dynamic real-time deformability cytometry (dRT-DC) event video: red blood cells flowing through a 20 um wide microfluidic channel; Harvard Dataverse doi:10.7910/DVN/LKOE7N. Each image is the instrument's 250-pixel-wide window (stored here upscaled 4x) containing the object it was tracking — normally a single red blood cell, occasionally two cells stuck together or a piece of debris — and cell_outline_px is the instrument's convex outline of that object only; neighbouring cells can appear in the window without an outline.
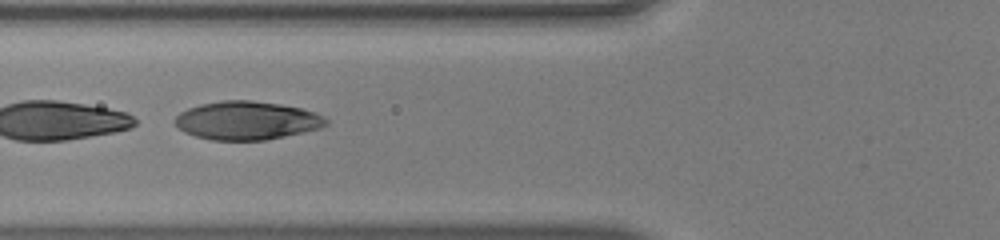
{"species": "human", "species_latin": "Homo sapiens", "temperature_condition": "warm", "stored_images_in_passage": 18, "camera_frame_rate_fps": 3000, "um_per_image_px": 0.085, "donor": {"sex": "male"}, "frame": {"image": 1, "passage_image": 6, "time_ms": 1.667, "image_size_px": [1000, 240], "cell_outline_px": [[328, 124], [320, 128], [284, 136], [264, 140], [212, 140], [196, 136], [184, 132], [172, 120], [180, 112], [188, 108], [200, 104], [224, 100], [252, 100], [280, 104], [300, 108], [316, 112], [324, 116], [328, 120]], "centroid_in_image_um": [20.98, 10.23], "position_along_channel_um": 104.8, "area_um2": 33.81}}